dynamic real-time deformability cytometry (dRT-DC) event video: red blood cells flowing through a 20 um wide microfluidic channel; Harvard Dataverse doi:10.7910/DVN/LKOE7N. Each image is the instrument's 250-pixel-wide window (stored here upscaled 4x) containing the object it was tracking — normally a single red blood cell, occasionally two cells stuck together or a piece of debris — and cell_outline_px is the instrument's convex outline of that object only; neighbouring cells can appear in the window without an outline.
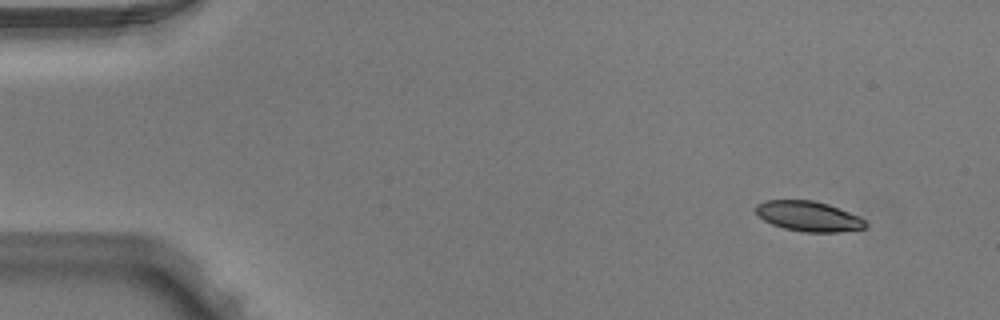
{"species": "Egyptian fruit bat (a non-hibernating species)", "species_latin": "Rousettus aegyptiacus", "temperature_condition": "warm", "stored_images_in_passage": 7, "camera_frame_rate_fps": 3000, "um_per_image_px": 0.085, "animal": {"sex": "male"}, "frame": {"image": 1, "passage_image": 1, "time_ms": 0.0, "image_size_px": [1000, 320], "cell_outline_px": [[868, 224], [864, 228], [840, 232], [804, 232], [784, 228], [772, 224], [764, 220], [756, 212], [756, 204], [764, 200], [812, 200], [828, 204], [860, 216]], "centroid_in_image_um": [68.73, 18.38], "position_along_channel_um": 16.3, "area_um2": 19.25}}
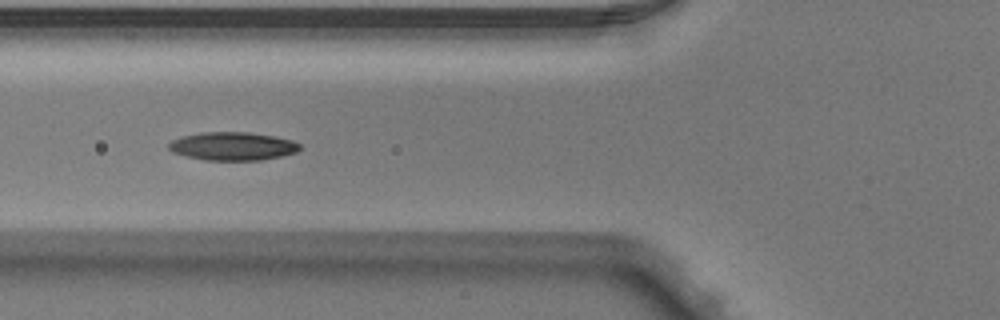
{"frame": {"image": 2, "passage_image": 5, "time_ms": 1.333, "image_size_px": [1000, 320], "cell_outline_px": [[300, 148], [296, 152], [280, 156], [260, 160], [204, 160], [172, 152], [168, 148], [168, 144], [172, 140], [184, 136], [200, 132], [248, 132], [276, 136], [292, 140], [300, 144]], "centroid_in_image_um": [19.78, 12.42], "position_along_channel_um": 106.0, "area_um2": 21.5}}
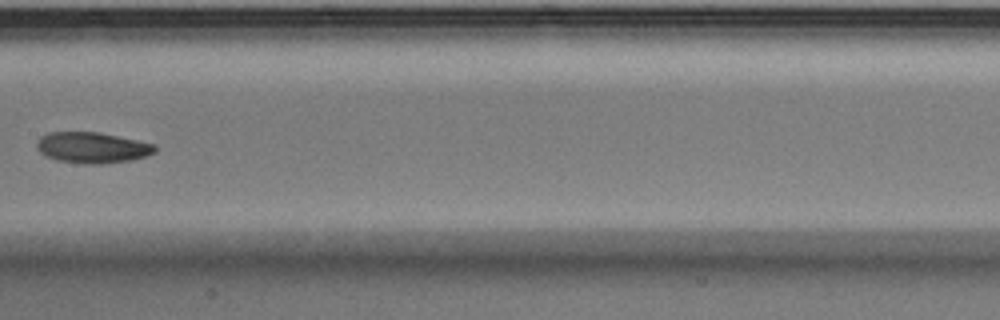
{"frame": {"image": 3, "passage_image": 7, "time_ms": 2.0, "image_size_px": [1000, 320], "cell_outline_px": [[156, 152], [132, 160], [104, 164], [84, 164], [56, 160], [40, 152], [36, 148], [36, 144], [40, 136], [48, 132], [100, 132], [136, 140], [152, 144], [156, 148]], "centroid_in_image_um": [7.81, 12.55], "position_along_channel_um": 199.6, "area_um2": 21.27}}